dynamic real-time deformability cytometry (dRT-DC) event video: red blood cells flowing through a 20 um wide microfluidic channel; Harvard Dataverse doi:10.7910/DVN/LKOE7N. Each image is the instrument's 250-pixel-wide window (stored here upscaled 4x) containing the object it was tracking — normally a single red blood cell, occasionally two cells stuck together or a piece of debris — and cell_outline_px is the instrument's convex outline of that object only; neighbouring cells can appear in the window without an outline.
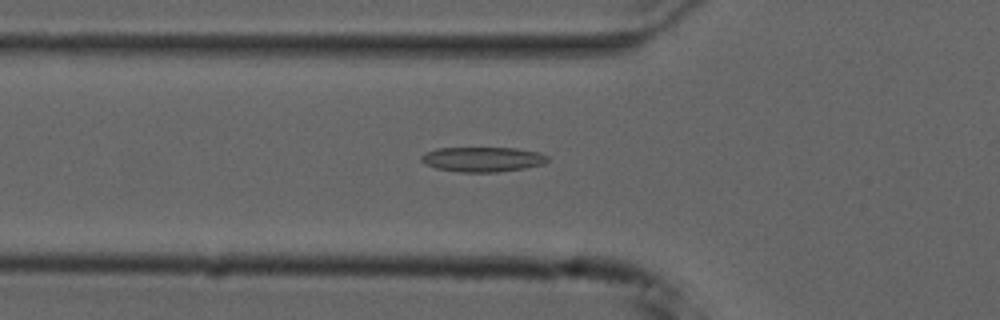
{"species": "common noctule bat (a hibernating species)", "species_latin": "Nyctalus noctula", "temperature_condition": "cold", "stored_images_in_passage": 51, "camera_frame_rate_fps": 3000, "um_per_image_px": 0.085, "animal": {"sex": "male", "forearm_length_mm": 52.5}, "frame": {"image": 1, "passage_image": 19, "time_ms": 6.0, "image_size_px": [1000, 320], "cell_outline_px": [[548, 160], [544, 164], [524, 168], [496, 172], [456, 172], [436, 168], [424, 164], [420, 160], [420, 156], [424, 152], [436, 148], [516, 148], [536, 152], [548, 156]], "centroid_in_image_um": [40.96, 13.54], "position_along_channel_um": 84.8, "area_um2": 18.38}}
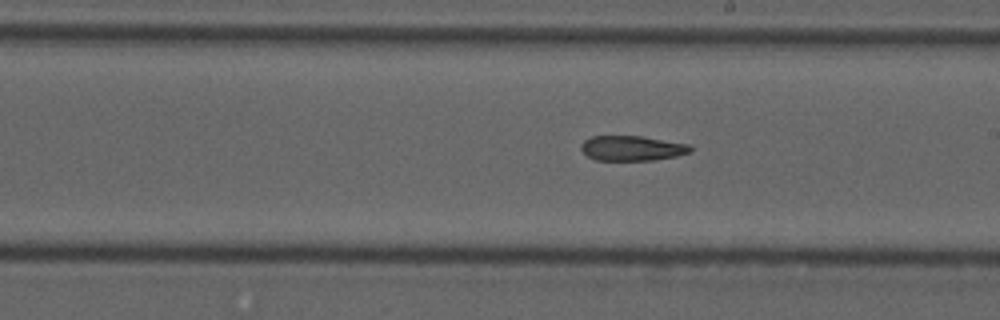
{"frame": {"image": 2, "passage_image": 31, "time_ms": 10.0, "image_size_px": [1000, 320], "cell_outline_px": [[692, 152], [676, 156], [652, 160], [596, 160], [588, 156], [580, 148], [580, 144], [584, 140], [592, 136], [644, 136], [688, 144], [692, 148]], "centroid_in_image_um": [53.72, 12.59], "position_along_channel_um": 235.3, "area_um2": 15.95}}
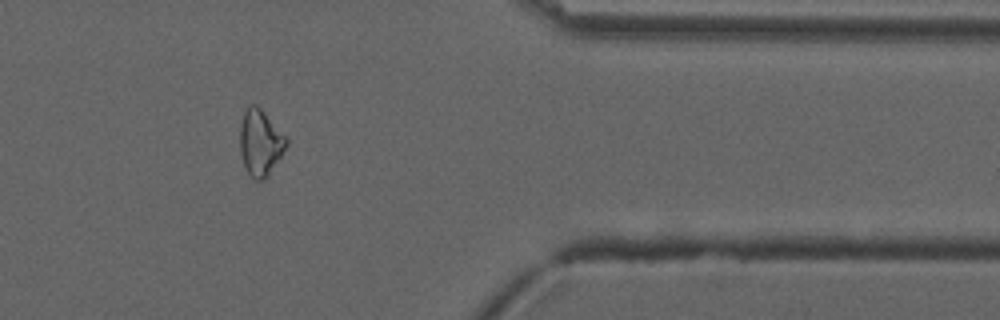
{"frame": {"image": 3, "passage_image": 45, "time_ms": 14.667, "image_size_px": [1000, 320], "cell_outline_px": [[288, 144], [264, 180], [256, 180], [248, 172], [244, 164], [240, 152], [240, 124], [244, 112], [248, 104], [256, 104], [264, 112], [288, 140]], "centroid_in_image_um": [22.1, 12.09], "position_along_channel_um": 389.3, "area_um2": 17.46}}